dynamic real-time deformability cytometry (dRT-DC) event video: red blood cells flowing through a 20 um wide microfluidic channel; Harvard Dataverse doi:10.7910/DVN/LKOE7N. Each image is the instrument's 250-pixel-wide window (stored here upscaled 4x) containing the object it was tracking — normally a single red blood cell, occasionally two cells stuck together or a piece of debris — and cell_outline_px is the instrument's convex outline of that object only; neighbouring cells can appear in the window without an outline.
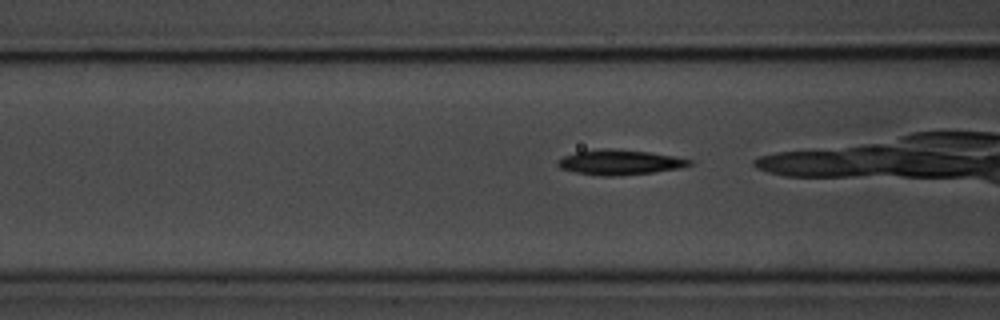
{"species": "common noctule bat (a hibernating species)", "species_latin": "Nyctalus noctula", "temperature_condition": "room temperature", "stored_images_in_passage": 42, "camera_frame_rate_fps": 3000, "um_per_image_px": 0.085, "animal": {"sex": "male", "body_mass_g": 20.1, "forearm_length_mm": 53.5}, "frame": {"image": 1, "passage_image": 19, "time_ms": 6.0, "image_size_px": [1000, 320], "cell_outline_px": [[692, 164], [680, 168], [652, 172], [620, 176], [600, 176], [576, 172], [560, 168], [556, 164], [556, 160], [564, 156], [576, 152], [600, 148], [608, 148], [648, 152], [672, 156], [692, 160]], "centroid_in_image_um": [52.63, 13.79], "position_along_channel_um": 114.0, "area_um2": 19.13}}